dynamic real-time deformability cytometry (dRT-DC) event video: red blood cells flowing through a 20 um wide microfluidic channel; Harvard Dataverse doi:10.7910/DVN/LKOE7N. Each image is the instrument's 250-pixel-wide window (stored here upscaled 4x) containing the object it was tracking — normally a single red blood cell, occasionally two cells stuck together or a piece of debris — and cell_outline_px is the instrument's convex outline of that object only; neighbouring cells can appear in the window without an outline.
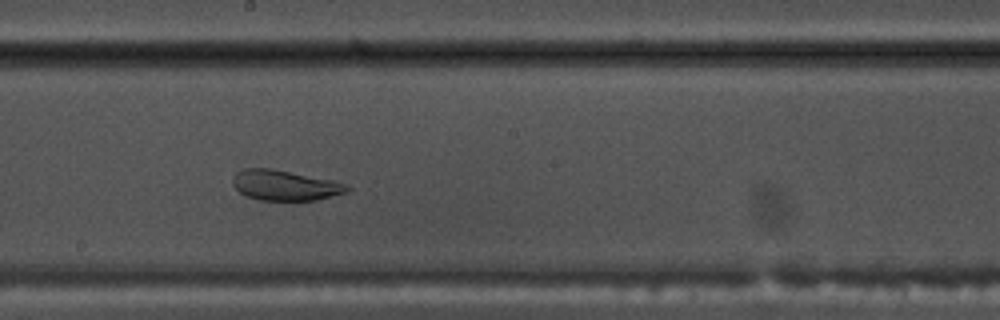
{"species": "common noctule bat (a hibernating species)", "species_latin": "Nyctalus noctula", "temperature_condition": "warm", "stored_images_in_passage": 41, "camera_frame_rate_fps": 3000, "um_per_image_px": 0.085, "animal": {"sex": "male", "body_mass_g": 17.5, "forearm_length_mm": 52.3}, "frame": {"image": 1, "passage_image": 17, "time_ms": 5.333, "image_size_px": [1000, 320], "cell_outline_px": [[352, 188], [348, 192], [316, 200], [292, 204], [260, 200], [244, 196], [232, 184], [232, 180], [236, 172], [244, 168], [272, 168], [332, 180], [348, 184]], "centroid_in_image_um": [24.24, 15.8], "position_along_channel_um": 224.0, "area_um2": 21.15}}
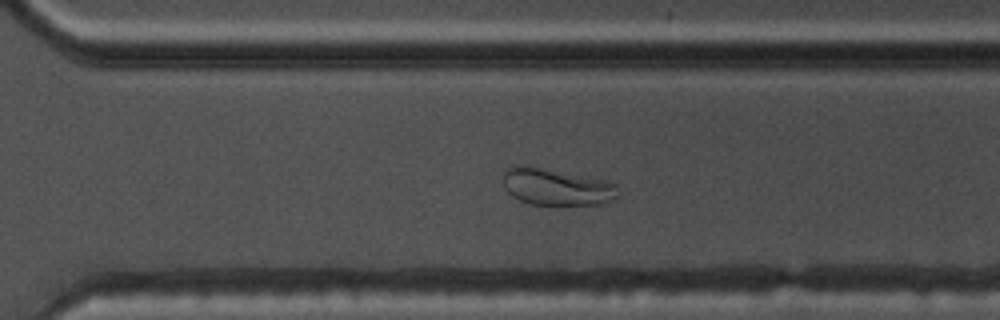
{"frame": {"image": 2, "passage_image": 25, "time_ms": 8.0, "image_size_px": [1000, 320], "cell_outline_px": [[620, 196], [604, 204], [528, 204], [512, 196], [508, 192], [504, 184], [504, 172], [512, 164], [528, 164], [604, 180], [616, 184]], "centroid_in_image_um": [47.29, 15.86], "position_along_channel_um": 323.3, "area_um2": 24.91}}
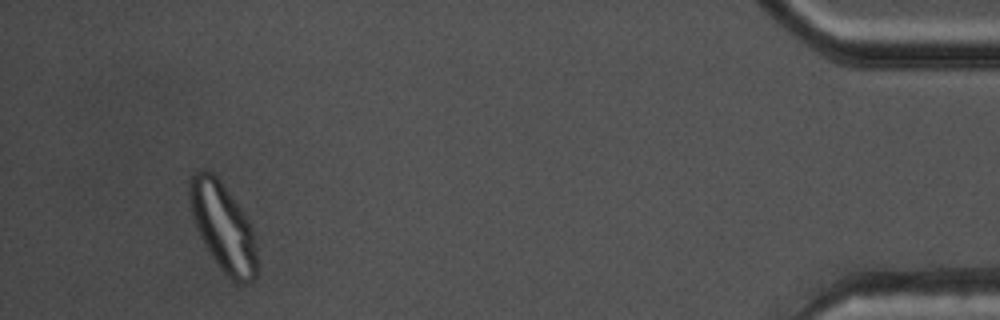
{"frame": {"image": 3, "passage_image": 38, "time_ms": 12.333, "image_size_px": [1000, 320], "cell_outline_px": [[256, 276], [248, 284], [240, 284], [232, 280], [220, 268], [212, 256], [200, 236], [192, 216], [188, 200], [188, 180], [200, 168], [204, 168], [212, 172], [220, 180], [248, 216], [252, 228], [256, 244]], "centroid_in_image_um": [18.95, 19.24], "position_along_channel_um": 416.3, "area_um2": 34.97}}